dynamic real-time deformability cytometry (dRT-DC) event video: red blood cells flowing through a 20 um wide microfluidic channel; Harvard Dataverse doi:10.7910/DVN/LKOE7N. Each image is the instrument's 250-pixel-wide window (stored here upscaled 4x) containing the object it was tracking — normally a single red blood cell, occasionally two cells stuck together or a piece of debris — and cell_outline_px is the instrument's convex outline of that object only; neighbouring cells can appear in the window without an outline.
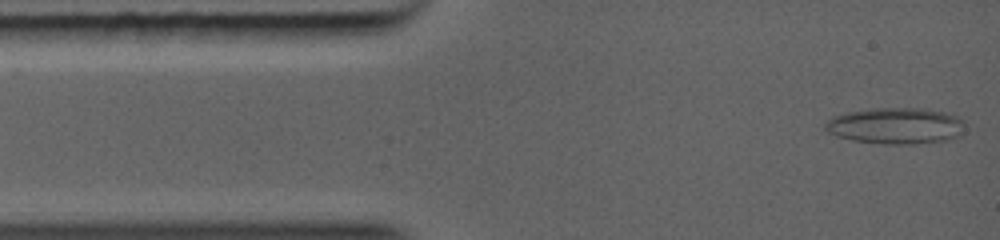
{"species": "common noctule bat (a hibernating species)", "species_latin": "Nyctalus noctula", "temperature_condition": "warm", "stored_images_in_passage": 64, "camera_frame_rate_fps": 5000, "um_per_image_px": 0.085, "animal": {"sex": "female", "body_mass_g": 19.0, "forearm_length_mm": 56.7}, "frame": {"image": 1, "passage_image": 1, "time_ms": 0.0, "image_size_px": [1000, 240], "cell_outline_px": [[964, 120], [960, 136], [948, 140], [916, 144], [884, 144], [852, 140], [836, 136], [828, 132], [824, 128], [824, 124], [832, 116], [844, 112], [876, 108], [920, 108], [944, 112], [956, 116]], "centroid_in_image_um": [76.11, 10.7], "position_along_channel_um": 8.9, "area_um2": 29.71}}
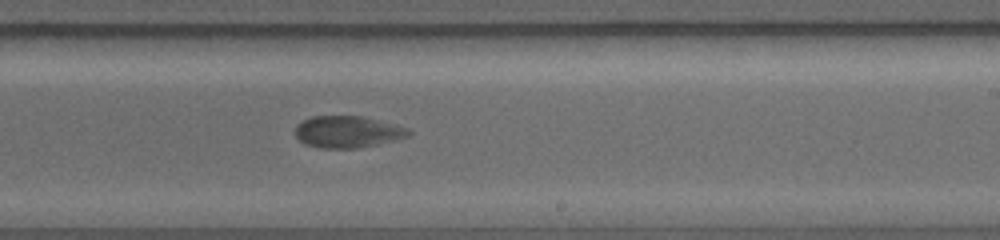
{"frame": {"image": 2, "passage_image": 31, "time_ms": 6.6, "image_size_px": [1000, 240], "cell_outline_px": [[412, 132], [408, 136], [376, 144], [356, 148], [320, 148], [304, 144], [296, 136], [296, 124], [312, 116], [364, 116], [408, 128]], "centroid_in_image_um": [29.52, 11.2], "position_along_channel_um": 259.5, "area_um2": 20.81}}
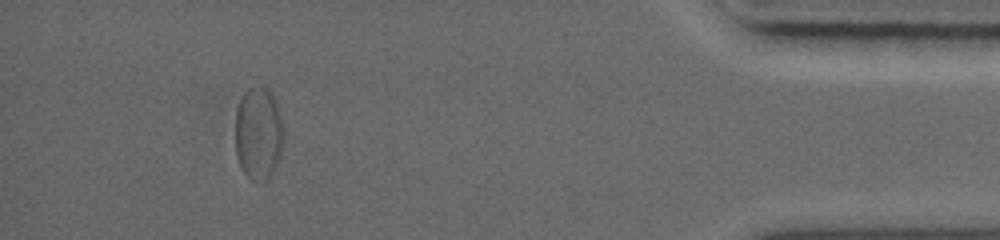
{"frame": {"image": 3, "passage_image": 56, "time_ms": 11.2, "image_size_px": [1000, 240], "cell_outline_px": [[280, 148], [276, 164], [268, 176], [264, 180], [252, 180], [244, 172], [240, 164], [236, 152], [236, 108], [244, 92], [248, 88], [264, 88], [276, 100], [280, 124]], "centroid_in_image_um": [21.9, 11.32], "position_along_channel_um": 413.3, "area_um2": 24.74}}